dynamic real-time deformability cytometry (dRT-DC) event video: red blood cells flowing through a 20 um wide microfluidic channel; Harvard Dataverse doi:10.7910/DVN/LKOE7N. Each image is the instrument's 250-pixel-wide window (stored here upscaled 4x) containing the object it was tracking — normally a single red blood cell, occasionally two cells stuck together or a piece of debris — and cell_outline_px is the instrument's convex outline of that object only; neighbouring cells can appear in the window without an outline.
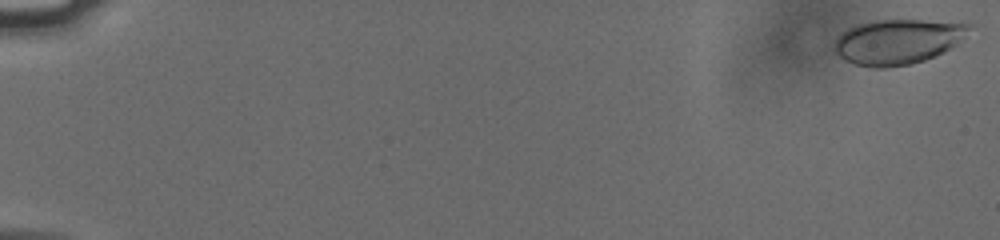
{"species": "human", "species_latin": "Homo sapiens", "temperature_condition": "cold", "stored_images_in_passage": 56, "camera_frame_rate_fps": 3000, "um_per_image_px": 0.085, "donor": {"sex": "male"}, "frame": {"image": 1, "passage_image": 1, "time_ms": 0.0, "image_size_px": [1000, 240], "cell_outline_px": [[972, 24], [964, 36], [952, 48], [936, 56], [912, 64], [884, 68], [872, 68], [852, 64], [844, 60], [832, 52], [832, 44], [836, 36], [848, 28], [856, 24], [872, 20], [924, 20]], "centroid_in_image_um": [76.21, 3.55], "position_along_channel_um": 8.8, "area_um2": 35.89}}
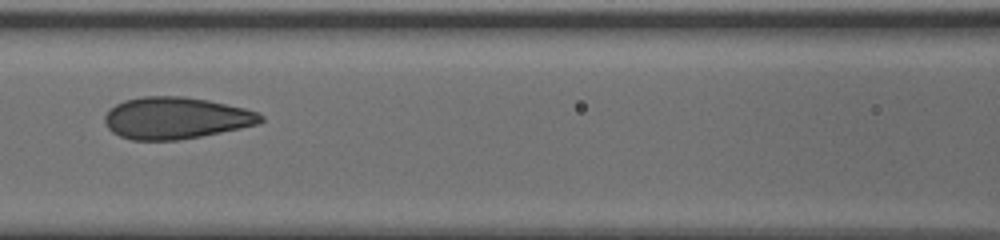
{"frame": {"image": 2, "passage_image": 28, "time_ms": 9.0, "image_size_px": [1000, 240], "cell_outline_px": [[264, 120], [256, 124], [240, 128], [180, 140], [132, 140], [120, 136], [112, 132], [108, 128], [104, 120], [104, 116], [116, 104], [124, 100], [144, 96], [184, 96], [208, 100], [244, 108], [256, 112], [264, 116]], "centroid_in_image_um": [14.93, 10.03], "position_along_channel_um": 151.7, "area_um2": 37.8}}
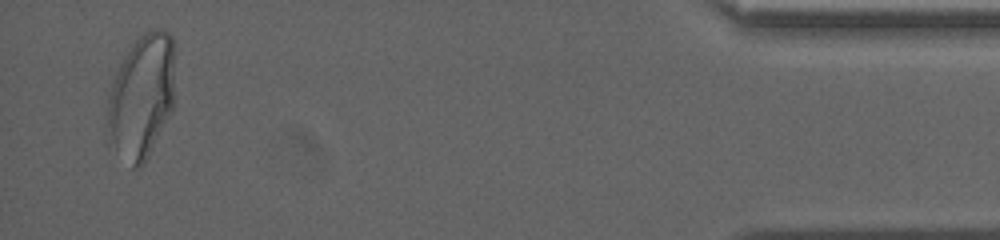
{"frame": {"image": 3, "passage_image": 55, "time_ms": 18.0, "image_size_px": [1000, 240], "cell_outline_px": [[172, 112], [144, 164], [140, 168], [132, 168], [108, 144], [108, 80], [132, 44], [144, 32], [152, 28], [164, 28], [172, 36]], "centroid_in_image_um": [11.97, 8.22], "position_along_channel_um": 423.2, "area_um2": 49.42}, "authors_computed_cell_mechanics": {"area_um2": 37.281, "velocity_mm_per_s": 3.7669, "shape_relaxation_time_tau1_ms": 5.2735, "shape_relaxation_time_tau2_ms": null, "deformation_change_tau1": 0.1538, "deformation_change_tau2": null}}